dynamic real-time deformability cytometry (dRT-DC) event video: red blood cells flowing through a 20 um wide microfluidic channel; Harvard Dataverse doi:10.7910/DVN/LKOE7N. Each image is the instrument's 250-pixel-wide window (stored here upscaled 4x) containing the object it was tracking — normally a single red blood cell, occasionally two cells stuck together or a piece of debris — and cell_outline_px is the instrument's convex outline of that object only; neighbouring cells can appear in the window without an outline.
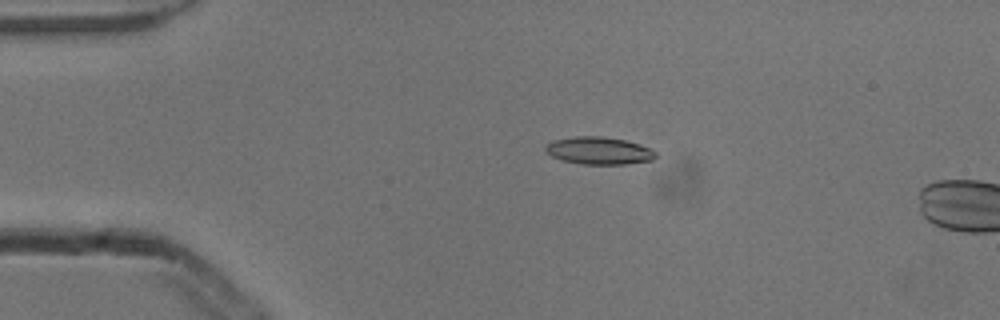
{"species": "common noctule bat (a hibernating species)", "species_latin": "Nyctalus noctula", "temperature_condition": "cold", "stored_images_in_passage": 7, "camera_frame_rate_fps": 3000, "um_per_image_px": 0.085, "animal": {"sex": "male", "body_mass_g": 13.3}, "frame": {"image": 1, "passage_image": 3, "time_ms": 0.667, "image_size_px": [1000, 320], "cell_outline_px": [[656, 156], [652, 160], [624, 164], [580, 164], [564, 160], [552, 156], [544, 148], [548, 144], [556, 140], [576, 136], [604, 136], [624, 140], [640, 144], [656, 152]], "centroid_in_image_um": [50.93, 12.8], "position_along_channel_um": 34.1, "area_um2": 17.34}}
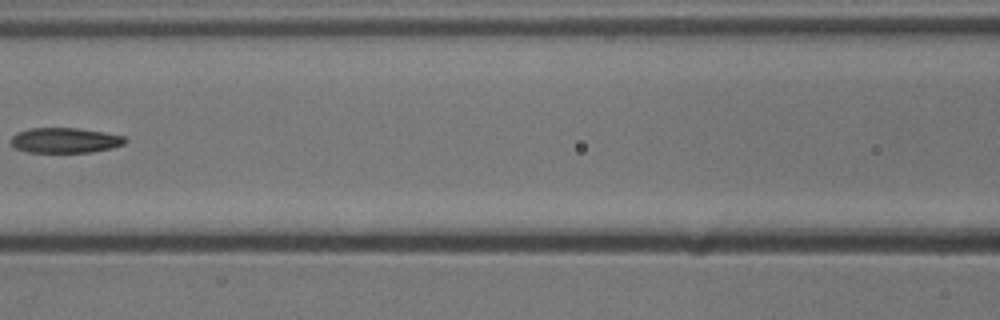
{"frame": {"image": 2, "passage_image": 6, "time_ms": 1.667, "image_size_px": [1000, 320], "cell_outline_px": [[128, 140], [124, 144], [112, 148], [92, 152], [28, 152], [16, 148], [12, 144], [12, 136], [16, 132], [28, 128], [76, 128], [104, 132], [124, 136]], "centroid_in_image_um": [5.54, 11.92], "position_along_channel_um": 161.1, "area_um2": 16.76}}
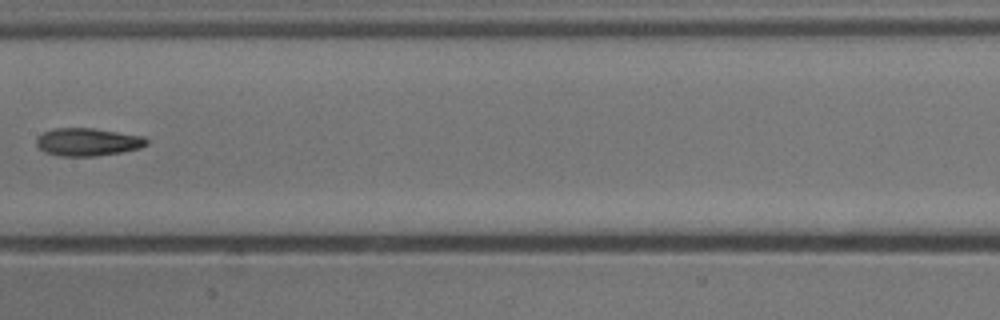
{"frame": {"image": 3, "passage_image": 7, "time_ms": 2.0, "image_size_px": [1000, 320], "cell_outline_px": [[148, 144], [140, 148], [120, 152], [96, 156], [60, 156], [44, 152], [36, 144], [36, 140], [44, 132], [56, 128], [92, 128], [144, 136], [148, 140]], "centroid_in_image_um": [7.47, 12.07], "position_along_channel_um": 199.9, "area_um2": 17.74}}